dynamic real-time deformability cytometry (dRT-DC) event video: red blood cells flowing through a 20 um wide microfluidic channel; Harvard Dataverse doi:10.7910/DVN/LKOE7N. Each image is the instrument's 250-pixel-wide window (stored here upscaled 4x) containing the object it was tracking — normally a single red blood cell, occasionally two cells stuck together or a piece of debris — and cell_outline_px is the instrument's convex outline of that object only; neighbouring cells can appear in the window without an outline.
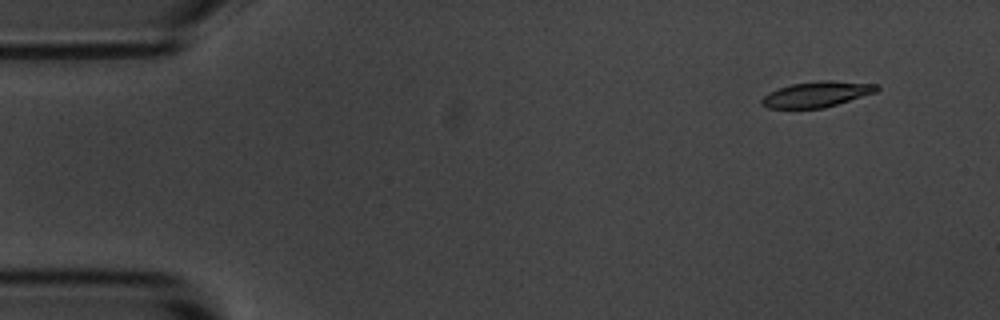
{"species": "common noctule bat (a hibernating species)", "species_latin": "Nyctalus noctula", "temperature_condition": "room temperature", "stored_images_in_passage": 14, "camera_frame_rate_fps": 3000, "um_per_image_px": 0.085, "animal": {"sex": "male", "body_mass_g": 20.1, "forearm_length_mm": 53.5}, "frame": {"image": 1, "passage_image": 1, "time_ms": 0.0, "image_size_px": [1000, 320], "cell_outline_px": [[880, 88], [876, 92], [824, 108], [768, 108], [760, 104], [760, 100], [768, 92], [792, 84], [824, 80], [832, 80], [880, 84]], "centroid_in_image_um": [69.44, 8.01], "position_along_channel_um": 15.6, "area_um2": 17.17}}
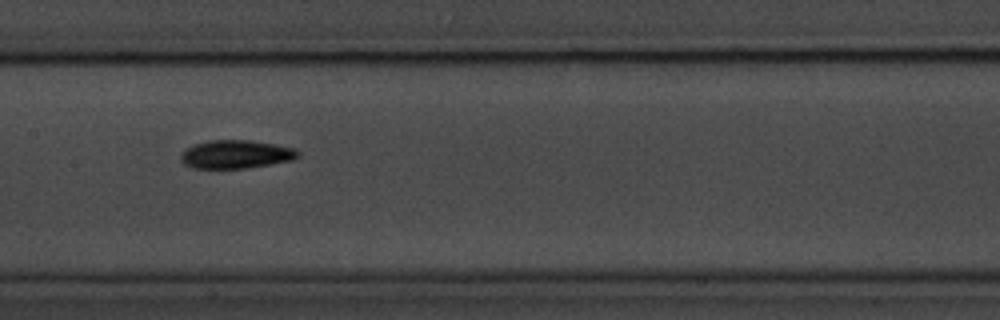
{"frame": {"image": 2, "passage_image": 7, "time_ms": 7.333, "image_size_px": [1000, 320], "cell_outline_px": [[300, 156], [292, 160], [248, 168], [192, 168], [184, 164], [180, 160], [180, 156], [184, 148], [208, 140], [248, 140], [272, 144], [292, 148], [300, 152]], "centroid_in_image_um": [20.01, 13.12], "position_along_channel_um": 187.4, "area_um2": 19.31}}
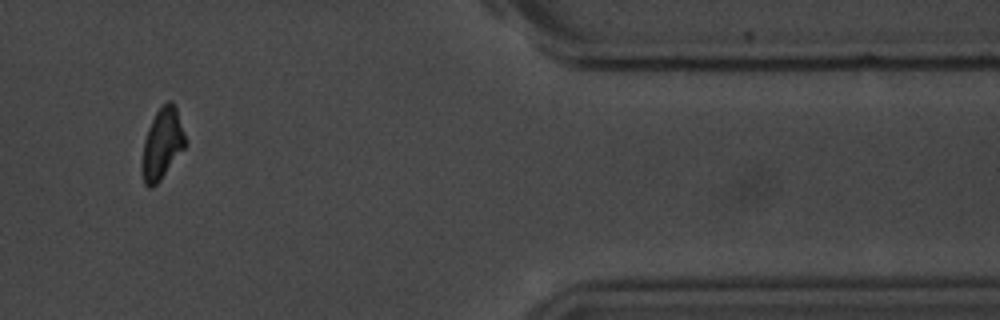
{"frame": {"image": 3, "passage_image": 13, "time_ms": 14.0, "image_size_px": [1000, 320], "cell_outline_px": [[188, 144], [160, 180], [152, 188], [148, 188], [144, 184], [140, 172], [140, 164], [144, 140], [148, 128], [156, 112], [168, 100], [172, 100], [176, 108]], "centroid_in_image_um": [13.76, 12.27], "position_along_channel_um": 397.6, "area_um2": 18.15}, "authors_computed_cell_mechanics": {"area_um2": 18.1492, "velocity_mm_per_s": 3.6836, "shape_relaxation_time_tau1_ms": 1.9801, "shape_relaxation_time_tau2_ms": null, "deformation_change_tau1": 0.1034, "deformation_change_tau2": null}}